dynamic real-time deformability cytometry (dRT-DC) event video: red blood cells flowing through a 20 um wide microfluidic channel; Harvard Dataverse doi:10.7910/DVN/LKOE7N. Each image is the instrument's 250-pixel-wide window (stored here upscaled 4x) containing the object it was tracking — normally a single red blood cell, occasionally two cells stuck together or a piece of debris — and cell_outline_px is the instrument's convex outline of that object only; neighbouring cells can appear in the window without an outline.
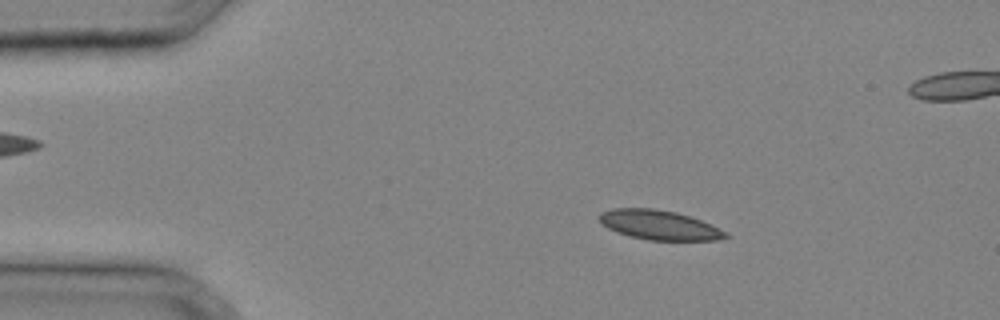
{"species": "common noctule bat (a hibernating species)", "species_latin": "Nyctalus noctula", "temperature_condition": "cold", "stored_images_in_passage": 34, "camera_frame_rate_fps": 3000, "um_per_image_px": 0.085, "animal": {"sex": "male", "body_mass_g": 20.4}, "frame": {"image": 1, "passage_image": 6, "time_ms": 1.667, "image_size_px": [1000, 320], "cell_outline_px": [[728, 236], [716, 240], [648, 240], [628, 236], [616, 232], [600, 224], [596, 216], [600, 212], [612, 208], [652, 208], [676, 212], [700, 220], [728, 232]], "centroid_in_image_um": [55.95, 19.12], "position_along_channel_um": 29.1, "area_um2": 21.85}}
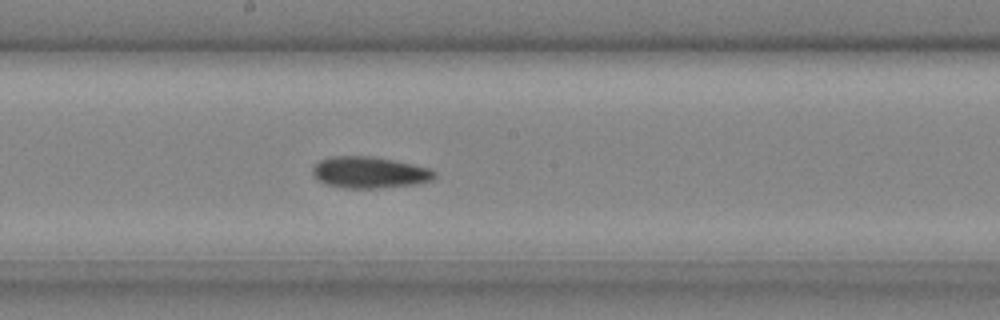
{"frame": {"image": 2, "passage_image": 19, "time_ms": 6.0, "image_size_px": [1000, 320], "cell_outline_px": [[436, 176], [432, 180], [420, 184], [376, 188], [344, 188], [324, 184], [316, 180], [312, 172], [312, 168], [320, 160], [332, 156], [372, 156], [432, 168], [436, 172]], "centroid_in_image_um": [31.41, 14.66], "position_along_channel_um": 216.8, "area_um2": 22.6}}
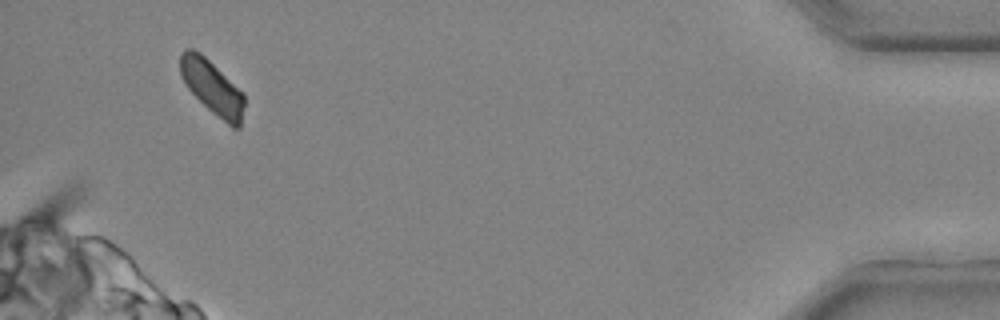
{"frame": {"image": 3, "passage_image": 33, "time_ms": 10.667, "image_size_px": [1000, 320], "cell_outline_px": [[244, 104], [240, 128], [232, 128], [212, 112], [188, 88], [180, 76], [180, 52], [188, 48], [192, 48], [200, 52], [244, 92]], "centroid_in_image_um": [18.04, 7.41], "position_along_channel_um": 417.2, "area_um2": 20.11}}